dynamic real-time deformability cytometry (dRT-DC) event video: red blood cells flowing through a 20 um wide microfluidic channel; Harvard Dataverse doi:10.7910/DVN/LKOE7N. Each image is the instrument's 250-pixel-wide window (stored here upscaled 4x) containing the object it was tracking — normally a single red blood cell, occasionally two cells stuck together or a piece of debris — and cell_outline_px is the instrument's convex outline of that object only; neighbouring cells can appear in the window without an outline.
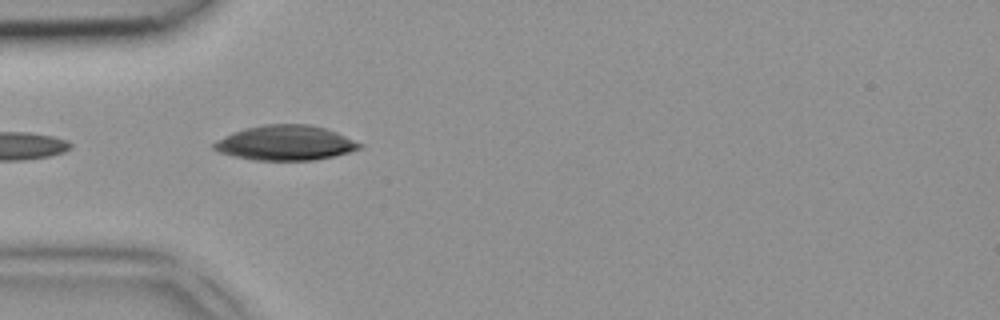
{"species": "common noctule bat (a hibernating species)", "species_latin": "Nyctalus noctula", "temperature_condition": "room temperature", "stored_images_in_passage": 4, "camera_frame_rate_fps": 3000, "um_per_image_px": 0.085, "animal": {"sex": "female", "body_mass_g": 18.4}, "frame": {"image": 1, "passage_image": 3, "time_ms": 0.667, "image_size_px": [1000, 320], "cell_outline_px": [[364, 148], [316, 160], [252, 160], [232, 156], [220, 152], [212, 148], [212, 144], [216, 140], [232, 132], [244, 128], [264, 124], [308, 124], [324, 128], [336, 132], [364, 144]], "centroid_in_image_um": [24.25, 12.14], "position_along_channel_um": 60.8, "area_um2": 29.77}}